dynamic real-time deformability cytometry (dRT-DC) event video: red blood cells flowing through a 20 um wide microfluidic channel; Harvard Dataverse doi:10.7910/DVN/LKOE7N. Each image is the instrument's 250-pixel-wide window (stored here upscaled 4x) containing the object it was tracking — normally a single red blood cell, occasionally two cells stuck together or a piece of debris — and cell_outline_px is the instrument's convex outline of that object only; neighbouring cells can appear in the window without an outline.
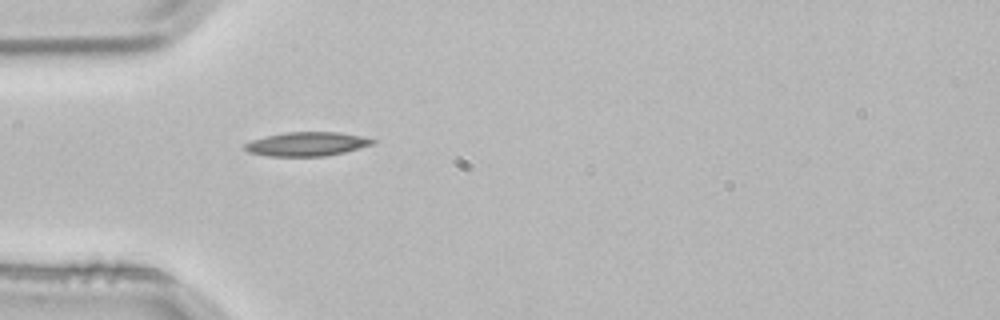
{"species": "common noctule bat (a hibernating species)", "species_latin": "Nyctalus noctula", "temperature_condition": "room temperature", "stored_images_in_passage": 1, "camera_frame_rate_fps": 3000, "um_per_image_px": 0.085, "animal": {"sex": "male", "body_mass_g": 21.5, "forearm_length_mm": 52.0}, "frame": {"image": 1, "passage_image": 1, "time_ms": 0.0, "image_size_px": [1000, 320], "cell_outline_px": [[376, 140], [372, 144], [344, 152], [324, 156], [268, 156], [248, 152], [244, 148], [244, 144], [252, 140], [284, 132], [340, 132], [360, 136]], "centroid_in_image_um": [26.05, 12.24], "position_along_channel_um": 58.9, "area_um2": 17.63}}